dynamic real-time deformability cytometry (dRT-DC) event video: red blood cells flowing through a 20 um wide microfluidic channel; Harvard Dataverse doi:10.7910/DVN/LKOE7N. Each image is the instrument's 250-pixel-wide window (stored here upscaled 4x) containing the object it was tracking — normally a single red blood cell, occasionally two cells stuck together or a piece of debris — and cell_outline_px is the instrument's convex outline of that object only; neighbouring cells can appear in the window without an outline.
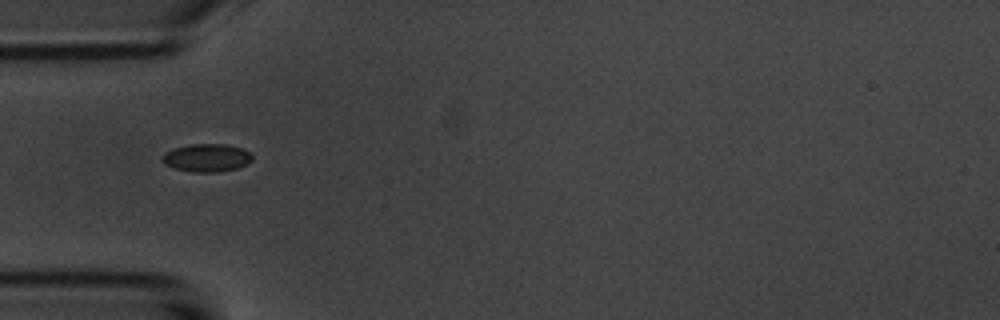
{"species": "common noctule bat (a hibernating species)", "species_latin": "Nyctalus noctula", "temperature_condition": "room temperature", "stored_images_in_passage": 4, "camera_frame_rate_fps": 3000, "um_per_image_px": 0.085, "animal": {"sex": "male", "body_mass_g": 20.1, "forearm_length_mm": 53.5}, "frame": {"image": 1, "passage_image": 1, "time_ms": 0.0, "image_size_px": [1000, 320], "cell_outline_px": [[252, 160], [236, 168], [220, 172], [192, 172], [172, 168], [164, 164], [160, 160], [160, 156], [164, 152], [172, 148], [192, 144], [224, 144], [240, 148], [248, 152], [252, 156]], "centroid_in_image_um": [17.47, 13.42], "position_along_channel_um": 67.5, "area_um2": 14.74}}
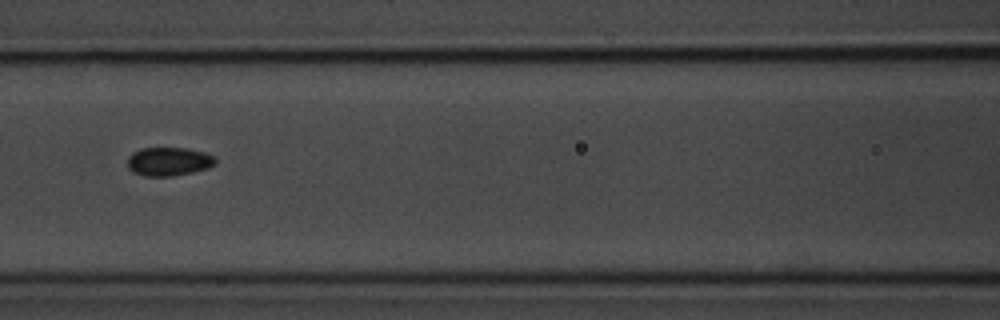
{"frame": {"image": 2, "passage_image": 3, "time_ms": 2.333, "image_size_px": [1000, 320], "cell_outline_px": [[216, 164], [208, 168], [192, 172], [172, 176], [144, 176], [132, 172], [128, 168], [128, 156], [132, 152], [140, 148], [188, 148], [204, 152], [212, 156], [216, 160]], "centroid_in_image_um": [14.31, 13.72], "position_along_channel_um": 152.3, "area_um2": 14.74}}
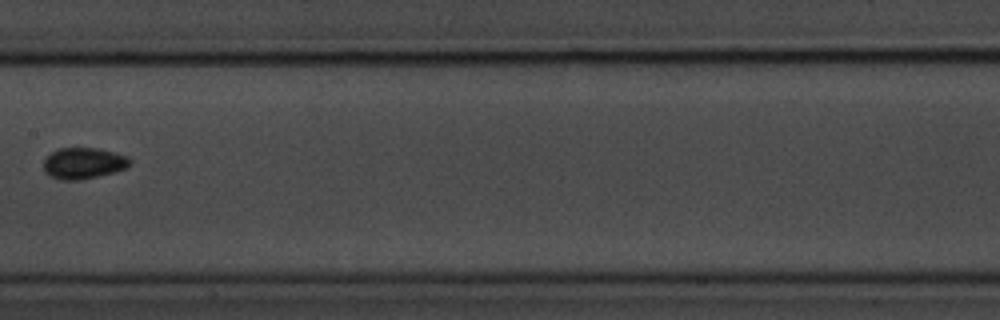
{"frame": {"image": 3, "passage_image": 4, "time_ms": 3.667, "image_size_px": [1000, 320], "cell_outline_px": [[132, 164], [128, 168], [116, 172], [80, 180], [60, 180], [48, 176], [44, 172], [44, 160], [52, 152], [60, 148], [96, 148], [128, 156], [132, 160]], "centroid_in_image_um": [7.12, 13.89], "position_along_channel_um": 200.3, "area_um2": 15.9}}